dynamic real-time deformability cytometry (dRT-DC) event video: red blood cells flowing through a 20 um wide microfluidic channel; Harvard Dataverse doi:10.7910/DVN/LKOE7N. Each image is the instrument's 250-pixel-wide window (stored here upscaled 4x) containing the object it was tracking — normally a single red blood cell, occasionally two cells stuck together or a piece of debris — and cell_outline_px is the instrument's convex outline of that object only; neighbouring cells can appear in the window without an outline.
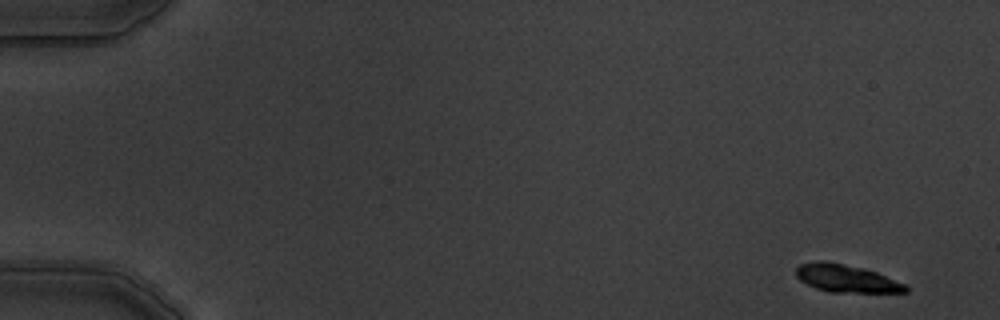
{"species": "common noctule bat (a hibernating species)", "species_latin": "Nyctalus noctula", "temperature_condition": "warm", "stored_images_in_passage": 5, "camera_frame_rate_fps": 3000, "um_per_image_px": 0.085, "animal": {"sex": "male", "body_mass_g": 19.5, "forearm_length_mm": 54.6}, "frame": {"image": 1, "passage_image": 1, "time_ms": 0.0, "image_size_px": [1000, 320], "cell_outline_px": [[908, 292], [828, 292], [816, 288], [800, 280], [796, 276], [796, 268], [800, 264], [820, 260], [824, 260], [864, 268], [876, 272], [904, 284], [908, 288]], "centroid_in_image_um": [71.9, 23.66], "position_along_channel_um": 13.1, "area_um2": 17.51}}